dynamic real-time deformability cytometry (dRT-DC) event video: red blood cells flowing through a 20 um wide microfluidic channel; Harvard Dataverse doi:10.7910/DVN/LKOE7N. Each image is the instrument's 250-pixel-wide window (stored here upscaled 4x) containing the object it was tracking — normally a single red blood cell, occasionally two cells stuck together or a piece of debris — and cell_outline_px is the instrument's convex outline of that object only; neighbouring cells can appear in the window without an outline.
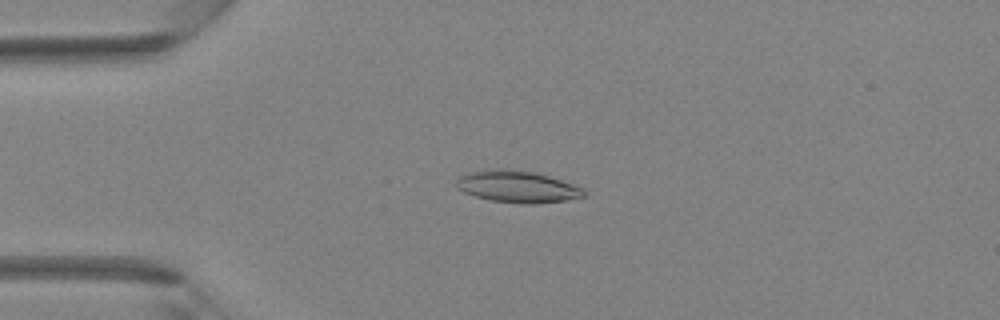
{"species": "Egyptian fruit bat (a non-hibernating species)", "species_latin": "Rousettus aegyptiacus", "temperature_condition": "room temperature", "stored_images_in_passage": 42, "camera_frame_rate_fps": 3000, "um_per_image_px": 0.085, "animal": {"sex": "female"}, "frame": {"image": 1, "passage_image": 10, "time_ms": 3.0, "image_size_px": [1000, 320], "cell_outline_px": [[588, 196], [568, 200], [536, 204], [520, 204], [488, 200], [464, 192], [456, 188], [456, 180], [460, 176], [468, 172], [488, 168], [512, 168], [532, 172], [548, 176], [584, 188], [588, 192]], "centroid_in_image_um": [43.98, 15.87], "position_along_channel_um": 41.0, "area_um2": 24.16}}
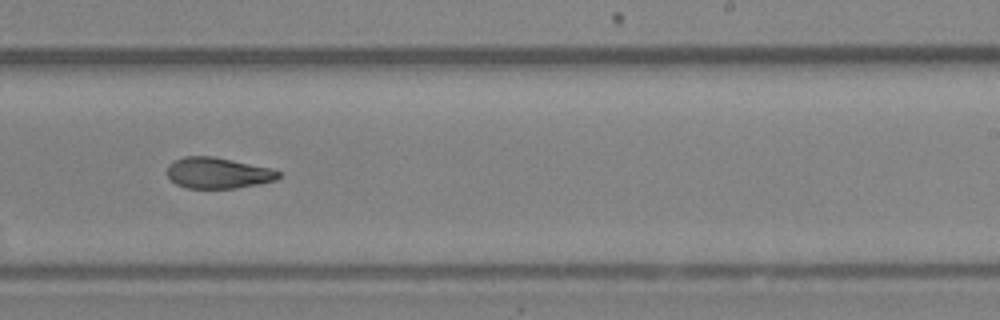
{"frame": {"image": 2, "passage_image": 26, "time_ms": 8.333, "image_size_px": [1000, 320], "cell_outline_px": [[280, 176], [276, 180], [236, 188], [188, 188], [176, 184], [168, 176], [168, 164], [184, 156], [212, 156], [272, 168], [280, 172]], "centroid_in_image_um": [18.53, 14.7], "position_along_channel_um": 270.5, "area_um2": 19.94}}
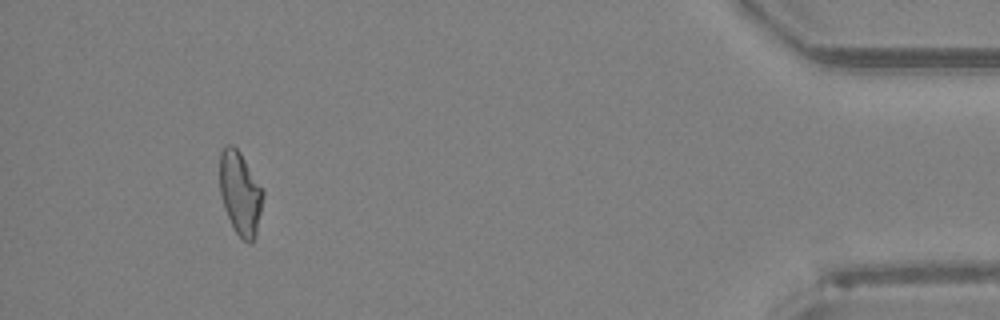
{"frame": {"image": 3, "passage_image": 39, "time_ms": 12.667, "image_size_px": [1000, 320], "cell_outline_px": [[264, 196], [256, 236], [252, 244], [248, 244], [236, 232], [224, 208], [220, 192], [220, 152], [224, 144], [232, 144], [240, 152], [264, 188]], "centroid_in_image_um": [20.44, 16.4], "position_along_channel_um": 414.8, "area_um2": 21.33}}